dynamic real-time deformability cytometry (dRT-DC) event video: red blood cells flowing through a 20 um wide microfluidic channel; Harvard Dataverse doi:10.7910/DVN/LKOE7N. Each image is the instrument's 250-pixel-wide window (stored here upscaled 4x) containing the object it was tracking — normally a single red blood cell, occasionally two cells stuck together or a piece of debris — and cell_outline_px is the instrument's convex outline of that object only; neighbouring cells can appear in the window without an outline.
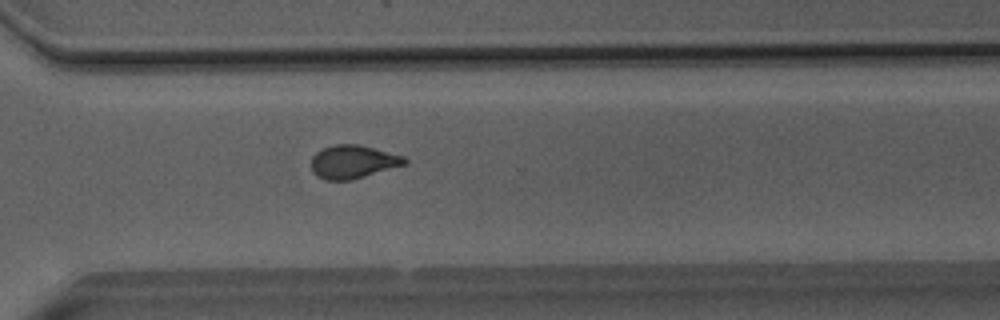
{"species": "Egyptian fruit bat (a non-hibernating species)", "species_latin": "Rousettus aegyptiacus", "temperature_condition": "room temperature", "stored_images_in_passage": 49, "camera_frame_rate_fps": 3000, "um_per_image_px": 0.085, "animal": {"sex": "male"}, "frame": {"image": 1, "passage_image": 37, "time_ms": 12.0, "image_size_px": [1000, 320], "cell_outline_px": [[408, 164], [352, 180], [324, 180], [316, 176], [312, 172], [312, 156], [316, 152], [324, 148], [336, 144], [360, 144], [404, 156], [408, 160]], "centroid_in_image_um": [30.03, 13.76], "position_along_channel_um": 340.6, "area_um2": 18.32}}
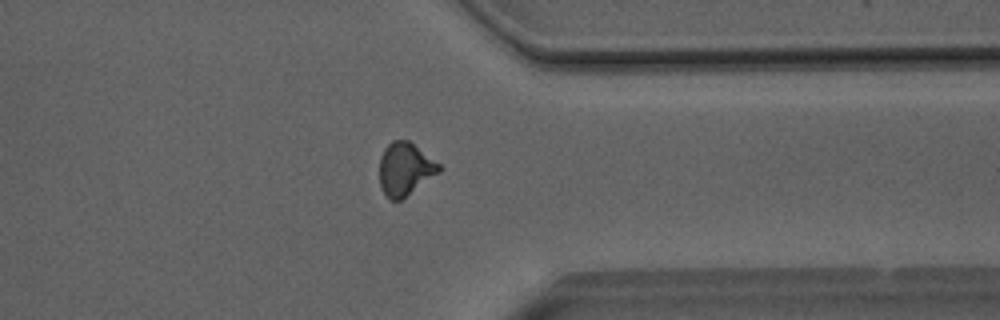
{"frame": {"image": 2, "passage_image": 40, "time_ms": 13.0, "image_size_px": [1000, 320], "cell_outline_px": [[440, 172], [400, 200], [392, 200], [384, 192], [380, 184], [380, 156], [384, 148], [392, 140], [408, 140], [440, 164]], "centroid_in_image_um": [34.42, 14.34], "position_along_channel_um": 377.0, "area_um2": 18.03}}
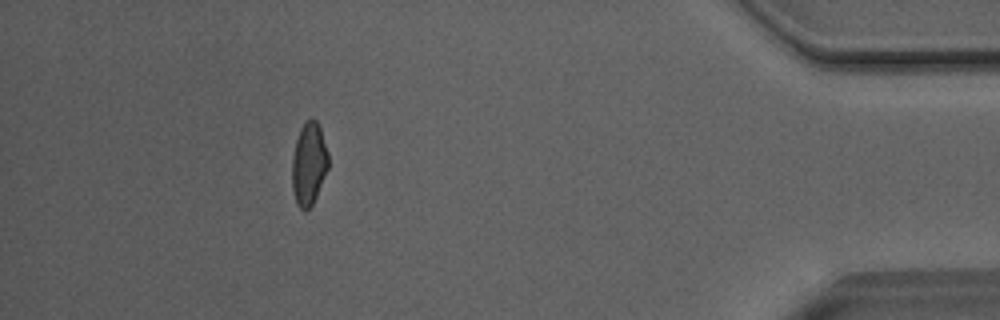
{"frame": {"image": 3, "passage_image": 46, "time_ms": 15.0, "image_size_px": [1000, 320], "cell_outline_px": [[328, 168], [316, 196], [312, 204], [304, 212], [296, 204], [292, 188], [292, 156], [296, 140], [300, 128], [312, 116], [316, 120], [320, 128], [328, 152]], "centroid_in_image_um": [26.24, 13.93], "position_along_channel_um": 409.0, "area_um2": 17.46}, "authors_computed_cell_mechanics": {"area_um2": 18.4382, "velocity_mm_per_s": 4.0573, "shape_relaxation_time_tau1_ms": 6.6143, "shape_relaxation_time_tau2_ms": 1.2608, "deformation_change_tau1": 0.1451, "deformation_change_tau2": 0.0632}}